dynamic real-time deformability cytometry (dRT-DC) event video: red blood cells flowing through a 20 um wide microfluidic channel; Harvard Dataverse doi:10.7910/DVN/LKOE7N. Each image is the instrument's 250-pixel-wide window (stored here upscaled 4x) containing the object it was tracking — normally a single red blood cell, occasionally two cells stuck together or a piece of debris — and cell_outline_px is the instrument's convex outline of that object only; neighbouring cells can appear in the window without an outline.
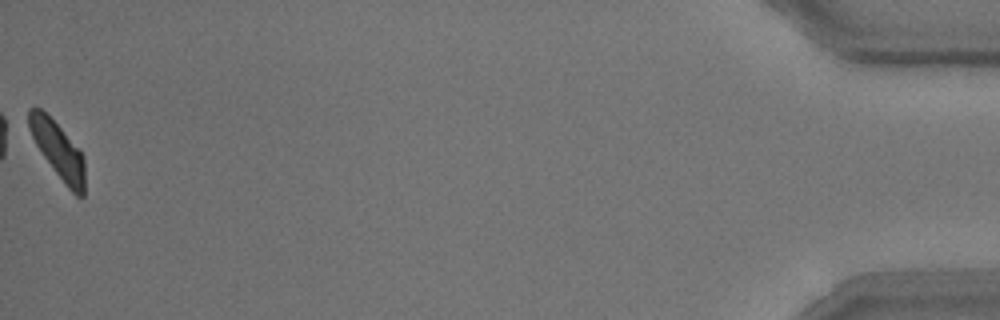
{"species": "common noctule bat (a hibernating species)", "species_latin": "Nyctalus noctula", "temperature_condition": "room temperature", "stored_images_in_passage": 51, "camera_frame_rate_fps": 3000, "um_per_image_px": 0.085, "animal": {"sex": "male", "body_mass_g": 15.6}, "frame": {"image": 1, "passage_image": 51, "time_ms": 16.667, "image_size_px": [1000, 320], "cell_outline_px": [[84, 196], [76, 196], [68, 188], [44, 156], [36, 144], [32, 136], [28, 124], [28, 108], [40, 108], [60, 128], [80, 152], [84, 160]], "centroid_in_image_um": [4.92, 12.78], "position_along_channel_um": 430.3, "area_um2": 17.57}, "authors_computed_cell_mechanics": {"area_um2": 20.3456, "velocity_mm_per_s": 3.7798, "shape_relaxation_time_tau1_ms": 2.6811, "shape_relaxation_time_tau2_ms": 4.0766, "deformation_change_tau1": 0.1382, "deformation_change_tau2": 0.0905}}